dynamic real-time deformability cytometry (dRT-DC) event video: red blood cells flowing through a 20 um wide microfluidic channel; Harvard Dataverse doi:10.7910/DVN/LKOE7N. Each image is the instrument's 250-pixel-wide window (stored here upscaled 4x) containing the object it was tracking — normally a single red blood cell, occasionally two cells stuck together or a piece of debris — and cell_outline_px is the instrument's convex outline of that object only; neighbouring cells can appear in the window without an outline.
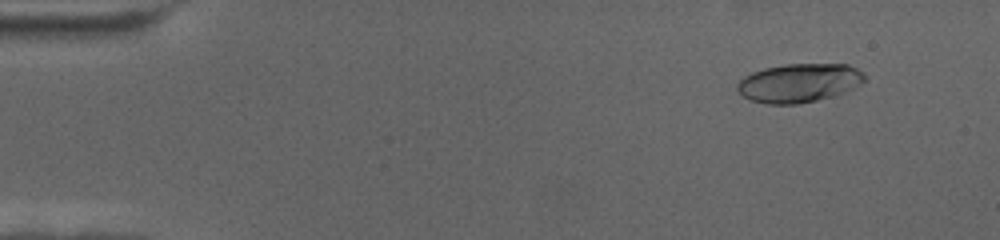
{"species": "human", "species_latin": "Homo sapiens", "temperature_condition": "cold", "stored_images_in_passage": 69, "camera_frame_rate_fps": 3000, "um_per_image_px": 0.085, "donor": {"sex": "female"}, "frame": {"image": 1, "passage_image": 7, "time_ms": 2.0, "image_size_px": [1000, 240], "cell_outline_px": [[864, 80], [860, 84], [836, 96], [796, 104], [768, 104], [748, 100], [736, 88], [736, 84], [744, 76], [752, 72], [764, 68], [784, 64], [848, 64], [864, 72]], "centroid_in_image_um": [67.9, 7.04], "position_along_channel_um": 17.1, "area_um2": 28.84}}
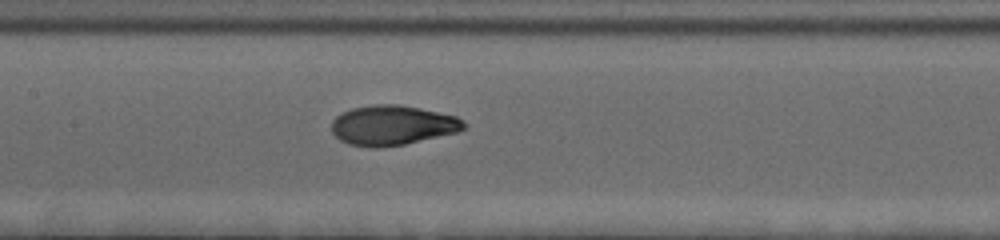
{"frame": {"image": 2, "passage_image": 34, "time_ms": 11.0, "image_size_px": [1000, 240], "cell_outline_px": [[468, 128], [456, 132], [404, 144], [380, 148], [368, 148], [348, 144], [340, 140], [332, 132], [332, 120], [336, 116], [352, 108], [376, 104], [396, 104], [420, 108], [456, 116], [464, 120], [468, 124]], "centroid_in_image_um": [33.37, 10.65], "position_along_channel_um": 174.0, "area_um2": 30.81}}
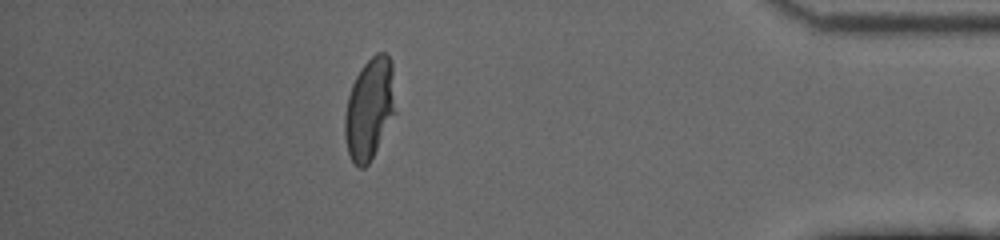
{"frame": {"image": 3, "passage_image": 61, "time_ms": 20.0, "image_size_px": [1000, 240], "cell_outline_px": [[396, 112], [368, 164], [364, 168], [360, 168], [352, 160], [348, 152], [344, 136], [344, 116], [348, 96], [352, 84], [360, 68], [376, 52], [384, 52], [388, 56], [392, 64]], "centroid_in_image_um": [31.4, 9.22], "position_along_channel_um": 403.8, "area_um2": 29.88}}